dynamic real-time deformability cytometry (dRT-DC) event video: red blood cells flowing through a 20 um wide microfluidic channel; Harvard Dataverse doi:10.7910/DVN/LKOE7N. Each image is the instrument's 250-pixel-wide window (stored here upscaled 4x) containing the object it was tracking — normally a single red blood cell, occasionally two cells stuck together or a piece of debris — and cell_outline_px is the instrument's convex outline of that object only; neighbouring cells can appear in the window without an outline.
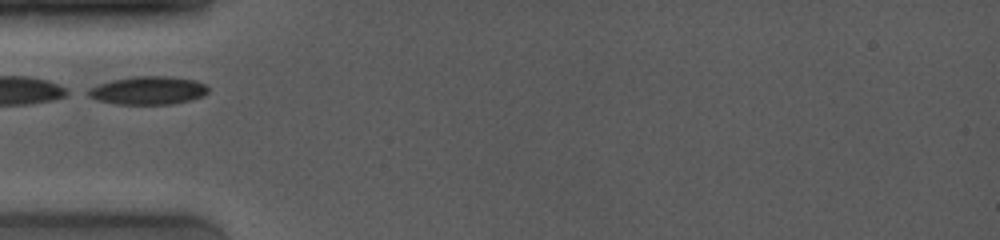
{"species": "common noctule bat (a hibernating species)", "species_latin": "Nyctalus noctula", "temperature_condition": "room temperature", "stored_images_in_passage": 45, "camera_frame_rate_fps": 4000, "um_per_image_px": 0.085, "animal": {"sex": "female", "body_mass_g": 19.0, "forearm_length_mm": 53.3}, "frame": {"image": 1, "passage_image": 1, "time_ms": 0.0, "image_size_px": [1000, 240], "cell_outline_px": [[208, 92], [204, 96], [172, 104], [116, 104], [96, 100], [80, 92], [88, 88], [112, 80], [132, 76], [168, 76], [196, 80], [204, 84], [208, 88]], "centroid_in_image_um": [12.52, 7.69], "position_along_channel_um": 72.5, "area_um2": 19.94}}